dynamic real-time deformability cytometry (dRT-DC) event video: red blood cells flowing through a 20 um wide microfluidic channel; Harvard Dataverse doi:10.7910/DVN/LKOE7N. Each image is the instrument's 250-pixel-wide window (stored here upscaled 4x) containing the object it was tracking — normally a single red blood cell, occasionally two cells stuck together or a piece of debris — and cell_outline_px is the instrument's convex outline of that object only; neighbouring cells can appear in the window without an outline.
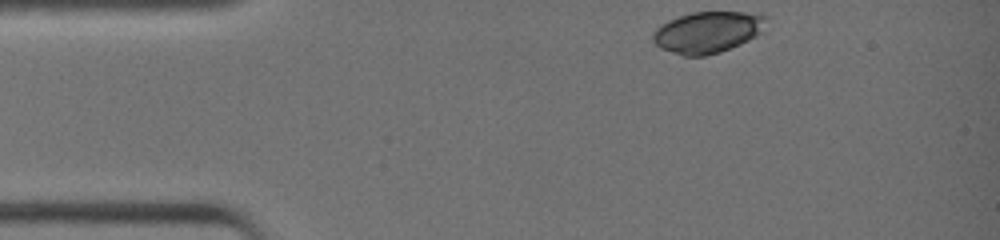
{"species": "common noctule bat (a hibernating species)", "species_latin": "Nyctalus noctula", "temperature_condition": "warm", "stored_images_in_passage": 31, "camera_frame_rate_fps": 3000, "um_per_image_px": 0.085, "animal": {"sex": "female", "body_mass_g": 19.0, "forearm_length_mm": 51.5}, "frame": {"image": 1, "passage_image": 1, "time_ms": 0.0, "image_size_px": [1000, 240], "cell_outline_px": [[768, 16], [764, 32], [740, 44], [720, 52], [704, 56], [684, 56], [660, 48], [652, 40], [652, 32], [660, 24], [668, 20], [692, 12], [760, 12]], "centroid_in_image_um": [60.19, 2.72], "position_along_channel_um": 24.8, "area_um2": 27.74}}
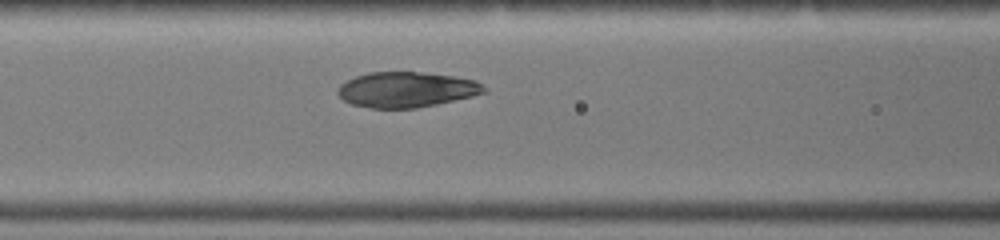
{"frame": {"image": 2, "passage_image": 12, "time_ms": 3.667, "image_size_px": [1000, 240], "cell_outline_px": [[488, 92], [472, 96], [436, 104], [416, 108], [372, 108], [352, 104], [344, 100], [336, 92], [340, 84], [356, 76], [368, 72], [416, 72], [456, 76], [476, 80], [488, 88]], "centroid_in_image_um": [34.58, 7.61], "position_along_channel_um": 132.0, "area_um2": 30.17}}
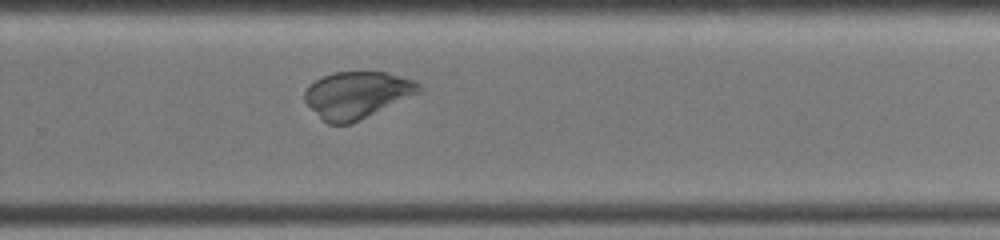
{"frame": {"image": 3, "passage_image": 23, "time_ms": 7.333, "image_size_px": [1000, 240], "cell_outline_px": [[424, 92], [348, 124], [328, 124], [304, 100], [304, 92], [316, 80], [324, 76], [336, 72], [388, 72], [416, 80], [424, 88]], "centroid_in_image_um": [30.44, 8.04], "position_along_channel_um": 299.4, "area_um2": 30.98}}